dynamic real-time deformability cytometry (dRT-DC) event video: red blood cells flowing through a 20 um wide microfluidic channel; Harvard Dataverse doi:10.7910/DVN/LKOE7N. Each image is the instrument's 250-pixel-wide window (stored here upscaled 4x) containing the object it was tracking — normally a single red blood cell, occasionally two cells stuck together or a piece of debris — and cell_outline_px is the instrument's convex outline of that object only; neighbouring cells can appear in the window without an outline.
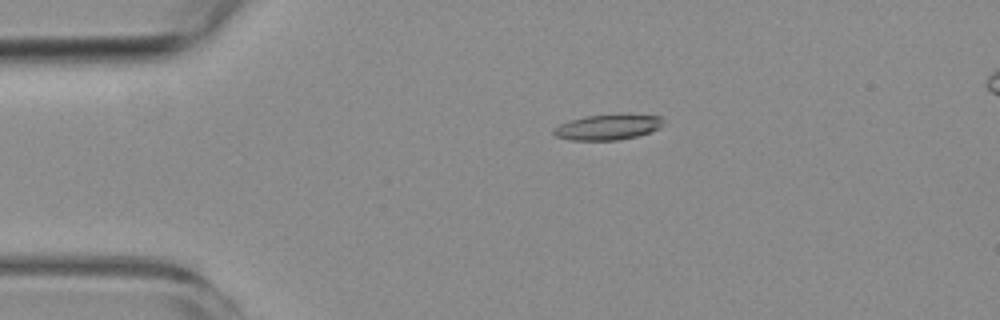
{"species": "common noctule bat (a hibernating species)", "species_latin": "Nyctalus noctula", "temperature_condition": "room temperature", "stored_images_in_passage": 3, "camera_frame_rate_fps": 3000, "um_per_image_px": 0.085, "animal": {"sex": "female", "body_mass_g": 19.3, "forearm_length_mm": 54.1}, "frame": {"image": 1, "passage_image": 1, "time_ms": 0.0, "image_size_px": [1000, 320], "cell_outline_px": [[664, 124], [660, 128], [636, 136], [616, 140], [572, 140], [556, 136], [552, 132], [552, 128], [560, 124], [572, 120], [588, 116], [660, 116], [664, 120]], "centroid_in_image_um": [51.63, 10.84], "position_along_channel_um": 33.4, "area_um2": 15.55}}